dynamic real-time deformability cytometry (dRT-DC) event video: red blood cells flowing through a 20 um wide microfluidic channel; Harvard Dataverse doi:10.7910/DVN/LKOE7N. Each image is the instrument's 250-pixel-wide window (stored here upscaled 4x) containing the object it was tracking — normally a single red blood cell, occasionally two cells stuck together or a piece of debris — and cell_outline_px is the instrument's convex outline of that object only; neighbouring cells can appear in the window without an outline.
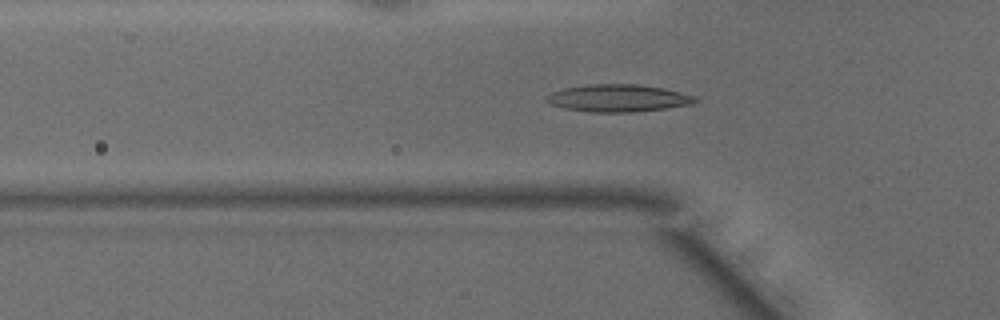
{"species": "common noctule bat (a hibernating species)", "species_latin": "Nyctalus noctula", "temperature_condition": "warm", "stored_images_in_passage": 47, "camera_frame_rate_fps": 3000, "um_per_image_px": 0.085, "animal": {"sex": "male", "body_mass_g": 15.6}, "frame": {"image": 1, "passage_image": 15, "time_ms": 4.667, "image_size_px": [1000, 320], "cell_outline_px": [[700, 100], [692, 104], [636, 112], [588, 112], [564, 108], [552, 104], [544, 100], [544, 96], [552, 92], [564, 88], [588, 84], [636, 84], [660, 88], [696, 96]], "centroid_in_image_um": [52.5, 8.34], "position_along_channel_um": 73.3, "area_um2": 23.64}}
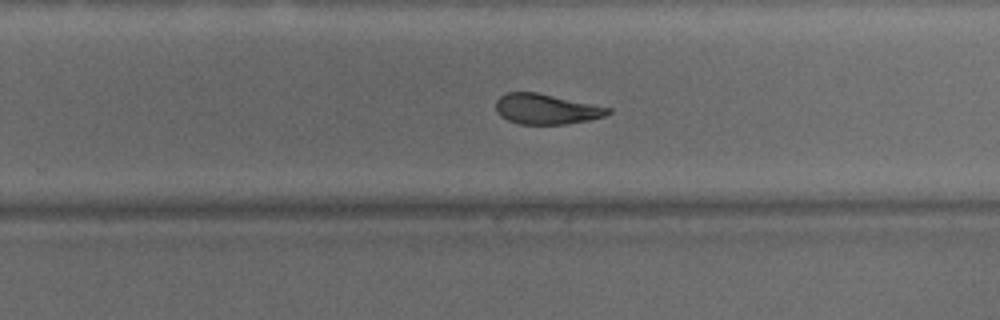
{"frame": {"image": 2, "passage_image": 30, "time_ms": 9.667, "image_size_px": [1000, 320], "cell_outline_px": [[612, 112], [604, 116], [588, 120], [564, 124], [520, 124], [508, 120], [500, 116], [496, 112], [496, 100], [500, 96], [508, 92], [536, 92], [612, 108]], "centroid_in_image_um": [46.41, 9.27], "position_along_channel_um": 283.4, "area_um2": 19.71}}
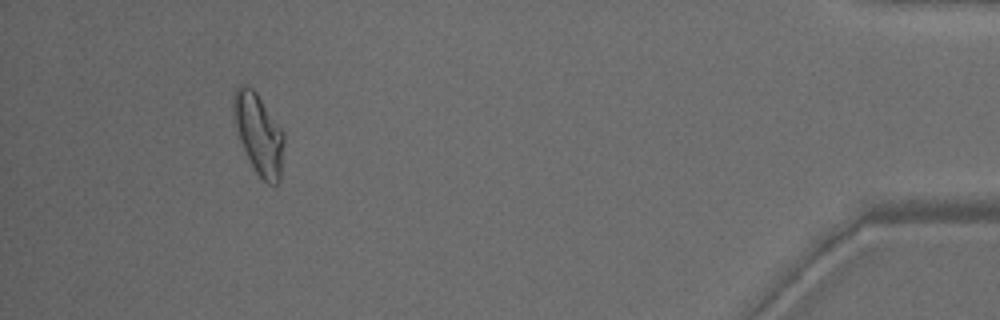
{"frame": {"image": 3, "passage_image": 44, "time_ms": 14.333, "image_size_px": [1000, 320], "cell_outline_px": [[284, 140], [280, 180], [276, 184], [268, 184], [256, 172], [236, 132], [232, 120], [232, 96], [236, 88], [240, 84], [244, 84], [252, 88], [256, 92], [284, 132]], "centroid_in_image_um": [21.96, 11.33], "position_along_channel_um": 413.2, "area_um2": 23.76}, "authors_computed_cell_mechanics": {"area_um2": 21.8484, "velocity_mm_per_s": 4.1882, "shape_relaxation_time_tau1_ms": 5.8499, "shape_relaxation_time_tau2_ms": 1.0122, "deformation_change_tau1": 0.2077, "deformation_change_tau2": 0.0808}}